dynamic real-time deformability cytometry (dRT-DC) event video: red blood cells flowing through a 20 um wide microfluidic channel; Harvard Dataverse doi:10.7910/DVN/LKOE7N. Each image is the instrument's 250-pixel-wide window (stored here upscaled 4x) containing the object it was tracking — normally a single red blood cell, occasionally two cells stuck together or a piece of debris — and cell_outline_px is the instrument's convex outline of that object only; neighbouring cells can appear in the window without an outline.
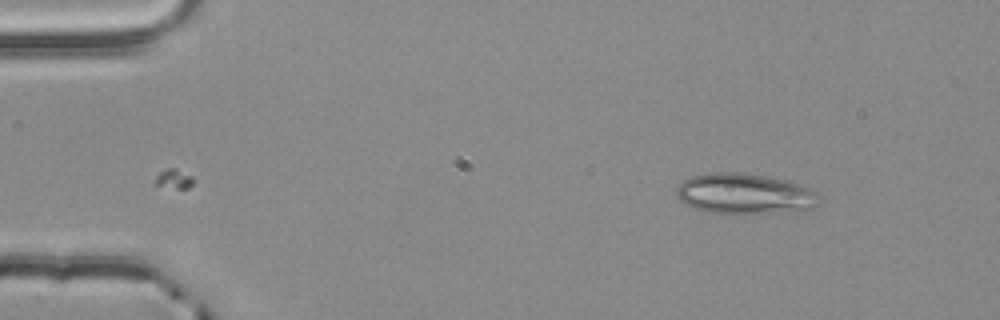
{"species": "common noctule bat (a hibernating species)", "species_latin": "Nyctalus noctula", "temperature_condition": "room temperature", "stored_images_in_passage": 40, "camera_frame_rate_fps": 3000, "um_per_image_px": 0.085, "animal": {"sex": "male", "body_mass_g": 20.4}, "frame": {"image": 1, "passage_image": 1, "time_ms": 0.0, "image_size_px": [1000, 320], "cell_outline_px": [[820, 200], [812, 208], [768, 212], [704, 212], [692, 208], [684, 204], [680, 200], [676, 192], [676, 188], [684, 180], [692, 176], [708, 172], [744, 172], [788, 180], [812, 188], [816, 192]], "centroid_in_image_um": [63.26, 16.43], "position_along_channel_um": 21.7, "area_um2": 33.41}}
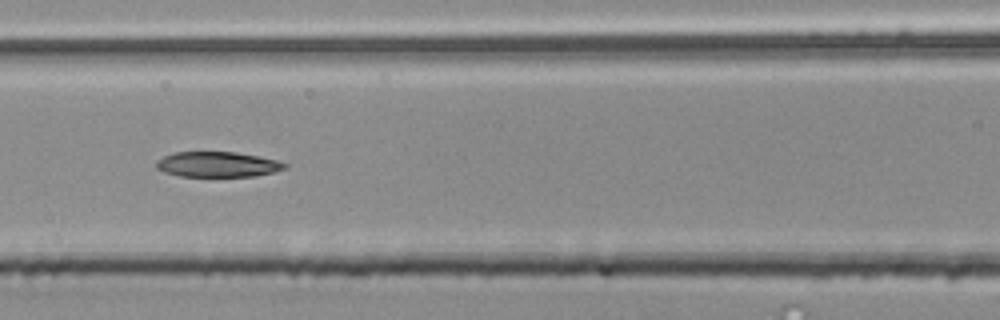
{"frame": {"image": 2, "passage_image": 18, "time_ms": 5.667, "image_size_px": [1000, 320], "cell_outline_px": [[288, 168], [272, 172], [252, 176], [180, 176], [164, 172], [156, 168], [156, 160], [164, 156], [176, 152], [236, 152], [260, 156], [280, 160], [288, 164]], "centroid_in_image_um": [18.52, 13.96], "position_along_channel_um": 148.1, "area_um2": 19.02}}
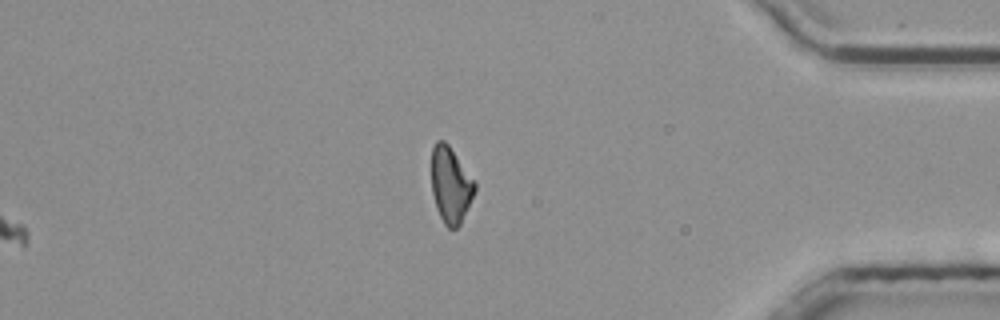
{"frame": {"image": 3, "passage_image": 40, "time_ms": 13.0, "image_size_px": [1000, 320], "cell_outline_px": [[476, 188], [460, 224], [456, 228], [448, 228], [444, 224], [436, 208], [432, 192], [432, 148], [436, 140], [444, 140], [448, 144], [476, 184]], "centroid_in_image_um": [38.28, 15.72], "position_along_channel_um": 396.9, "area_um2": 18.79}, "authors_computed_cell_mechanics": {"area_um2": 20.1722, "velocity_mm_per_s": 3.8585, "shape_relaxation_time_tau1_ms": null, "shape_relaxation_time_tau2_ms": 9.3054, "deformation_change_tau1": null, "deformation_change_tau2": 0.1928}}